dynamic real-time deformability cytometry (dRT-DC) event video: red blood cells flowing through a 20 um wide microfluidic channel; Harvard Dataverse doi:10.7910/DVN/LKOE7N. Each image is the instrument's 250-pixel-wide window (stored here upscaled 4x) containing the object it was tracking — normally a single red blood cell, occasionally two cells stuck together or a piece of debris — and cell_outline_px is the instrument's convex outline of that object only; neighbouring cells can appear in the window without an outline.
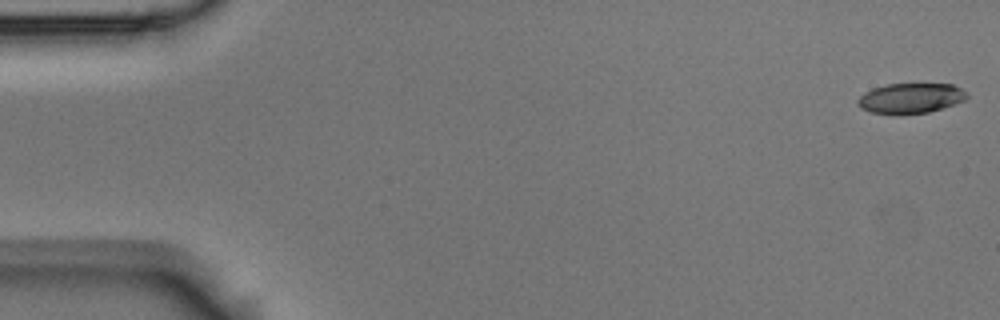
{"species": "Egyptian fruit bat (a non-hibernating species)", "species_latin": "Rousettus aegyptiacus", "temperature_condition": "room temperature", "stored_images_in_passage": 54, "camera_frame_rate_fps": 3000, "um_per_image_px": 0.085, "animal": {"sex": "male"}, "frame": {"image": 1, "passage_image": 1, "time_ms": 0.0, "image_size_px": [1000, 320], "cell_outline_px": [[968, 96], [964, 100], [928, 112], [900, 116], [892, 116], [872, 112], [860, 108], [856, 104], [856, 100], [864, 92], [872, 88], [888, 84], [952, 84], [968, 92]], "centroid_in_image_um": [77.33, 8.37], "position_along_channel_um": 7.7, "area_um2": 19.54}}
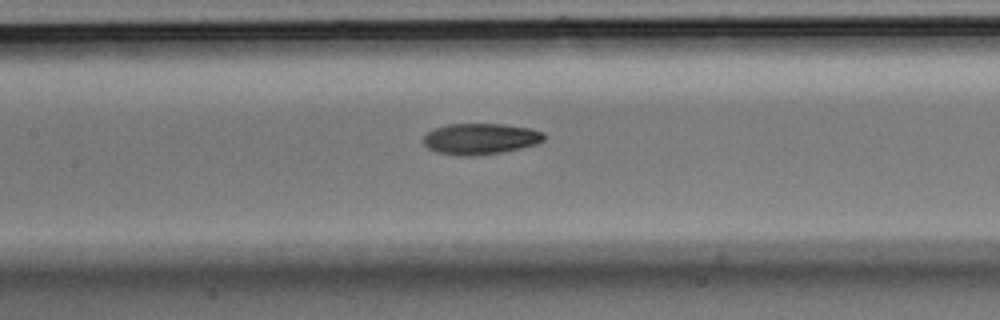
{"frame": {"image": 2, "passage_image": 25, "time_ms": 8.0, "image_size_px": [1000, 320], "cell_outline_px": [[544, 140], [536, 144], [504, 152], [476, 156], [460, 156], [436, 152], [428, 148], [424, 144], [424, 136], [428, 132], [436, 128], [448, 124], [504, 124], [532, 128], [544, 132]], "centroid_in_image_um": [40.85, 11.8], "position_along_channel_um": 166.5, "area_um2": 21.96}}
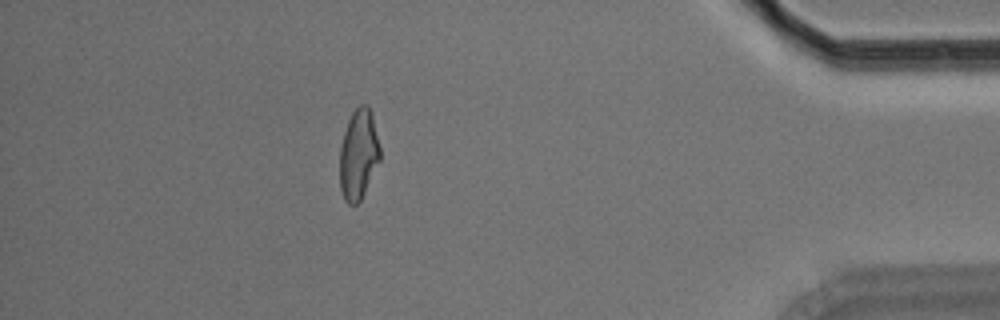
{"frame": {"image": 3, "passage_image": 48, "time_ms": 15.667, "image_size_px": [1000, 320], "cell_outline_px": [[380, 160], [360, 200], [356, 204], [348, 204], [344, 200], [340, 188], [340, 148], [344, 132], [348, 120], [352, 112], [360, 104], [368, 104], [372, 112], [380, 148]], "centroid_in_image_um": [30.47, 13.09], "position_along_channel_um": 404.7, "area_um2": 21.15}, "authors_computed_cell_mechanics": {"area_um2": 21.4727, "velocity_mm_per_s": 3.7095, "shape_relaxation_time_tau1_ms": 9.3456, "shape_relaxation_time_tau2_ms": 3.9087, "deformation_change_tau1": 0.2254, "deformation_change_tau2": 0.1041}}